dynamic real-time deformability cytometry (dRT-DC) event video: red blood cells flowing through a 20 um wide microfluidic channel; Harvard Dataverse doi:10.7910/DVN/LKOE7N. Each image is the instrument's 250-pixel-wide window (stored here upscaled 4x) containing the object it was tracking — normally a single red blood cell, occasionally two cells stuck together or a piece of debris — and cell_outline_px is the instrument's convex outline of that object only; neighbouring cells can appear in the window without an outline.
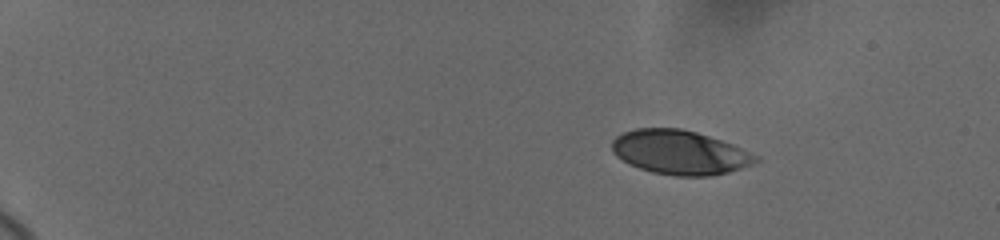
{"species": "human", "species_latin": "Homo sapiens", "temperature_condition": "cold", "stored_images_in_passage": 22, "camera_frame_rate_fps": 3000, "um_per_image_px": 0.085, "donor": {"sex": "female"}, "frame": {"image": 1, "passage_image": 6, "time_ms": 3.0, "image_size_px": [1000, 240], "cell_outline_px": [[760, 160], [752, 164], [728, 172], [712, 176], [676, 176], [652, 172], [628, 164], [616, 156], [612, 152], [612, 140], [616, 136], [624, 132], [636, 128], [680, 128], [696, 132], [732, 144], [760, 156]], "centroid_in_image_um": [57.77, 12.95], "position_along_channel_um": 27.2, "area_um2": 37.05}}
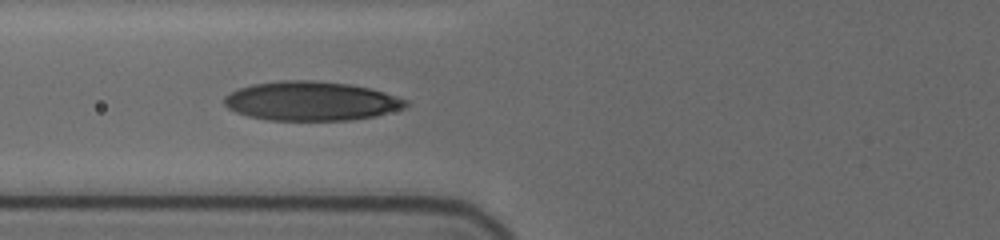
{"frame": {"image": 2, "passage_image": 15, "time_ms": 8.333, "image_size_px": [1000, 240], "cell_outline_px": [[408, 104], [404, 108], [376, 116], [352, 120], [268, 120], [248, 116], [236, 112], [228, 108], [224, 104], [224, 96], [240, 88], [252, 84], [280, 80], [312, 80], [348, 84], [372, 88], [408, 100]], "centroid_in_image_um": [26.46, 8.59], "position_along_channel_um": 99.3, "area_um2": 41.5}}
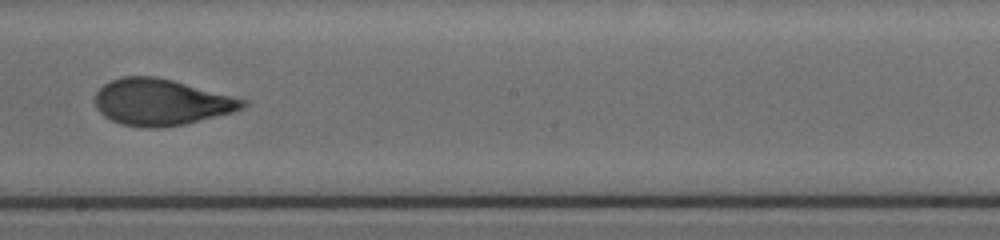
{"frame": {"image": 3, "passage_image": 20, "time_ms": 12.0, "image_size_px": [1000, 240], "cell_outline_px": [[248, 104], [244, 108], [232, 112], [184, 124], [156, 128], [152, 128], [120, 124], [104, 116], [96, 108], [96, 92], [104, 84], [120, 76], [156, 76], [172, 80], [248, 100]], "centroid_in_image_um": [13.69, 8.68], "position_along_channel_um": 234.5, "area_um2": 39.65}}